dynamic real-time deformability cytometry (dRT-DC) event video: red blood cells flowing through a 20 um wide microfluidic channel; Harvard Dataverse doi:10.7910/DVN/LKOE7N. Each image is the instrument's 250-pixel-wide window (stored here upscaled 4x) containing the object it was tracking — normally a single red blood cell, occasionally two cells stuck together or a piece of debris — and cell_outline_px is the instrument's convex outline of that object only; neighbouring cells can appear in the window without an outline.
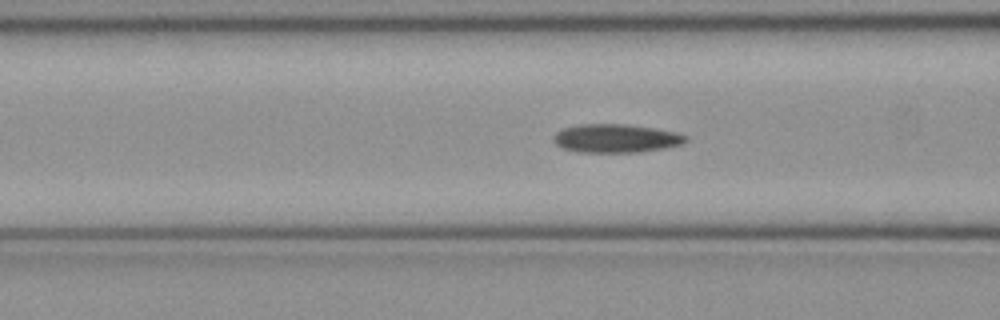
{"species": "common noctule bat (a hibernating species)", "species_latin": "Nyctalus noctula", "temperature_condition": "cold", "stored_images_in_passage": 50, "camera_frame_rate_fps": 3000, "um_per_image_px": 0.085, "animal": {"sex": "female", "body_mass_g": 21.9}, "frame": {"image": 1, "passage_image": 19, "time_ms": 6.0, "image_size_px": [1000, 320], "cell_outline_px": [[688, 140], [684, 144], [664, 148], [636, 152], [576, 152], [564, 148], [556, 144], [552, 140], [552, 136], [556, 132], [564, 128], [580, 124], [624, 124], [656, 128], [676, 132], [688, 136]], "centroid_in_image_um": [52.37, 11.76], "position_along_channel_um": 114.2, "area_um2": 22.08}}
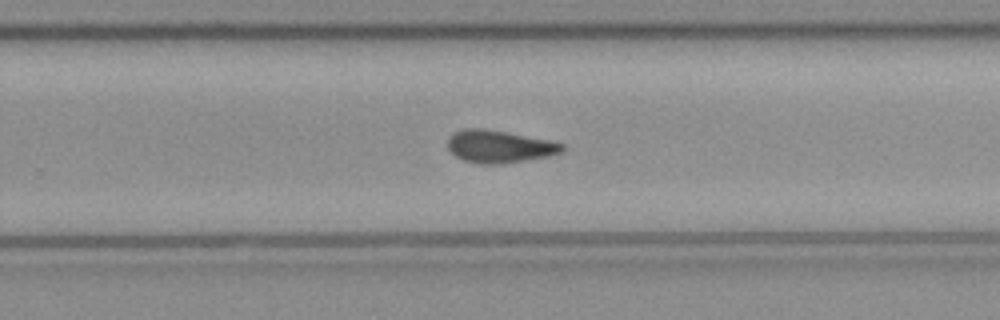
{"frame": {"image": 2, "passage_image": 32, "time_ms": 10.333, "image_size_px": [1000, 320], "cell_outline_px": [[564, 152], [548, 156], [504, 164], [476, 164], [464, 160], [456, 156], [448, 148], [448, 136], [452, 132], [464, 128], [484, 128], [548, 140], [564, 144]], "centroid_in_image_um": [42.41, 12.45], "position_along_channel_um": 287.4, "area_um2": 21.79}}
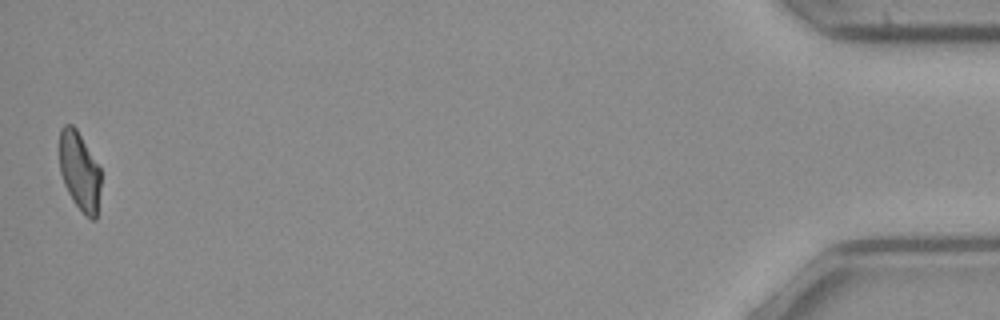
{"frame": {"image": 3, "passage_image": 50, "time_ms": 16.333, "image_size_px": [1000, 320], "cell_outline_px": [[100, 188], [96, 220], [92, 220], [72, 200], [64, 184], [60, 172], [60, 128], [64, 124], [72, 124], [76, 128], [100, 168]], "centroid_in_image_um": [6.75, 14.53], "position_along_channel_um": 428.4, "area_um2": 18.73}, "authors_computed_cell_mechanics": {"area_um2": 21.4438, "velocity_mm_per_s": 3.9874, "shape_relaxation_time_tau1_ms": null, "shape_relaxation_time_tau2_ms": 6.1942, "deformation_change_tau1": null, "deformation_change_tau2": 0.122}}